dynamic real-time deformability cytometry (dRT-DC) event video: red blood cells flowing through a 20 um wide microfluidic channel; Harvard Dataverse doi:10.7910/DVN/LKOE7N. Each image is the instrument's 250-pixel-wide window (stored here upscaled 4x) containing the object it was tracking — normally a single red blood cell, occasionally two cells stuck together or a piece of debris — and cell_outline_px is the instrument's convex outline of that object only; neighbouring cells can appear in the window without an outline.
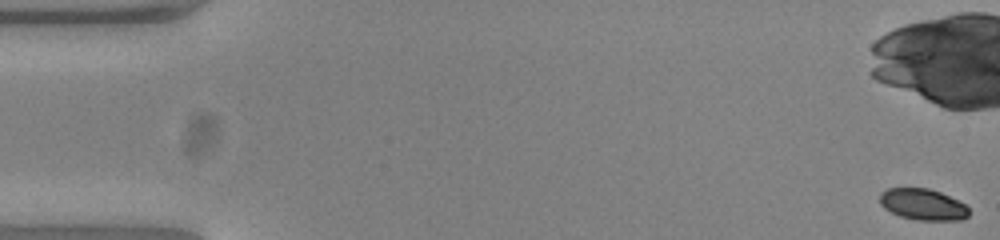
{"species": "common noctule bat (a hibernating species)", "species_latin": "Nyctalus noctula", "temperature_condition": "warm", "stored_images_in_passage": 54, "camera_frame_rate_fps": 3000, "um_per_image_px": 0.085, "animal": {"sex": "female", "body_mass_g": 23.0, "forearm_length_mm": 53.4}, "frame": {"image": 1, "passage_image": 1, "time_ms": 0.0, "image_size_px": [1000, 240], "cell_outline_px": [[968, 216], [964, 220], [916, 220], [900, 216], [884, 208], [880, 204], [880, 192], [888, 188], [928, 188], [940, 192], [964, 204], [968, 208]], "centroid_in_image_um": [78.42, 17.38], "position_along_channel_um": 6.6, "area_um2": 16.18}}
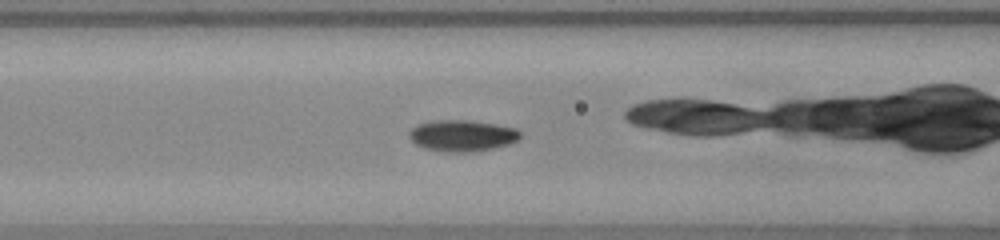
{"frame": {"image": 2, "passage_image": 22, "time_ms": 7.0, "image_size_px": [1000, 240], "cell_outline_px": [[520, 136], [516, 140], [508, 144], [492, 148], [468, 152], [444, 152], [424, 148], [416, 144], [408, 136], [408, 132], [416, 124], [428, 120], [468, 120], [496, 124], [516, 128], [520, 132]], "centroid_in_image_um": [39.23, 11.51], "position_along_channel_um": 127.4, "area_um2": 20.35}}
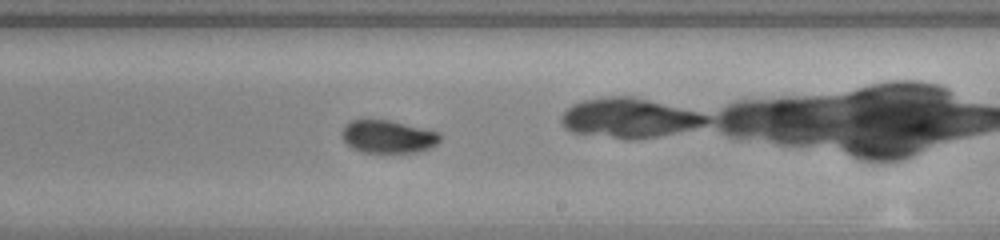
{"frame": {"image": 3, "passage_image": 32, "time_ms": 10.333, "image_size_px": [1000, 240], "cell_outline_px": [[440, 140], [436, 144], [428, 148], [416, 152], [364, 152], [352, 148], [340, 136], [340, 132], [352, 120], [388, 120], [440, 132]], "centroid_in_image_um": [32.97, 11.61], "position_along_channel_um": 256.0, "area_um2": 18.5}, "authors_computed_cell_mechanics": {"area_um2": 18.6694, "velocity_mm_per_s": 3.8787, "shape_relaxation_time_tau1_ms": 4.0531, "shape_relaxation_time_tau2_ms": null, "deformation_change_tau1": 0.1394, "deformation_change_tau2": null}}